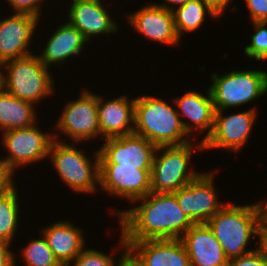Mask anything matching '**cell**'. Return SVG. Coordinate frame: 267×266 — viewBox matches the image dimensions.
<instances>
[{
    "instance_id": "6da1fadb",
    "label": "cell",
    "mask_w": 267,
    "mask_h": 266,
    "mask_svg": "<svg viewBox=\"0 0 267 266\" xmlns=\"http://www.w3.org/2000/svg\"><path fill=\"white\" fill-rule=\"evenodd\" d=\"M138 202L141 204L135 206ZM132 205L129 210L115 213L125 242L180 239L194 224L183 213L173 193L150 192Z\"/></svg>"
},
{
    "instance_id": "7a4b0ae2",
    "label": "cell",
    "mask_w": 267,
    "mask_h": 266,
    "mask_svg": "<svg viewBox=\"0 0 267 266\" xmlns=\"http://www.w3.org/2000/svg\"><path fill=\"white\" fill-rule=\"evenodd\" d=\"M175 102L153 95L135 97L134 133L159 146H180L193 139L184 130ZM188 136V137H187Z\"/></svg>"
},
{
    "instance_id": "3957f363",
    "label": "cell",
    "mask_w": 267,
    "mask_h": 266,
    "mask_svg": "<svg viewBox=\"0 0 267 266\" xmlns=\"http://www.w3.org/2000/svg\"><path fill=\"white\" fill-rule=\"evenodd\" d=\"M261 217L262 208L259 201L249 205L227 202L207 221V225L230 260L254 250L247 246L251 244V237L256 239L257 224Z\"/></svg>"
},
{
    "instance_id": "277c9868",
    "label": "cell",
    "mask_w": 267,
    "mask_h": 266,
    "mask_svg": "<svg viewBox=\"0 0 267 266\" xmlns=\"http://www.w3.org/2000/svg\"><path fill=\"white\" fill-rule=\"evenodd\" d=\"M2 68V88L18 99L38 106L43 99L54 95L56 86L51 68L46 67L36 54L6 61Z\"/></svg>"
},
{
    "instance_id": "5b68a950",
    "label": "cell",
    "mask_w": 267,
    "mask_h": 266,
    "mask_svg": "<svg viewBox=\"0 0 267 266\" xmlns=\"http://www.w3.org/2000/svg\"><path fill=\"white\" fill-rule=\"evenodd\" d=\"M192 142L156 148L151 169V192H176L201 174L191 167L190 160L196 150H204L203 142L196 140V145Z\"/></svg>"
},
{
    "instance_id": "8992f818",
    "label": "cell",
    "mask_w": 267,
    "mask_h": 266,
    "mask_svg": "<svg viewBox=\"0 0 267 266\" xmlns=\"http://www.w3.org/2000/svg\"><path fill=\"white\" fill-rule=\"evenodd\" d=\"M77 145L54 140L48 159L61 181L74 193L93 194L99 190V151H94L93 157L87 156Z\"/></svg>"
},
{
    "instance_id": "52a82bcc",
    "label": "cell",
    "mask_w": 267,
    "mask_h": 266,
    "mask_svg": "<svg viewBox=\"0 0 267 266\" xmlns=\"http://www.w3.org/2000/svg\"><path fill=\"white\" fill-rule=\"evenodd\" d=\"M209 91L215 110L239 108L267 93V71L233 70L224 75L211 74Z\"/></svg>"
},
{
    "instance_id": "ba28073f",
    "label": "cell",
    "mask_w": 267,
    "mask_h": 266,
    "mask_svg": "<svg viewBox=\"0 0 267 266\" xmlns=\"http://www.w3.org/2000/svg\"><path fill=\"white\" fill-rule=\"evenodd\" d=\"M61 110L54 126L57 128L54 129V140L62 142L60 138L65 135V138L68 136L73 143L79 144L101 138L96 93L84 88L78 99L68 101Z\"/></svg>"
},
{
    "instance_id": "9c48e42d",
    "label": "cell",
    "mask_w": 267,
    "mask_h": 266,
    "mask_svg": "<svg viewBox=\"0 0 267 266\" xmlns=\"http://www.w3.org/2000/svg\"><path fill=\"white\" fill-rule=\"evenodd\" d=\"M34 124L31 127L2 132L1 142L8 154L1 157L4 167L13 175L16 170L48 158L54 141L52 133L45 132Z\"/></svg>"
},
{
    "instance_id": "30bf717a",
    "label": "cell",
    "mask_w": 267,
    "mask_h": 266,
    "mask_svg": "<svg viewBox=\"0 0 267 266\" xmlns=\"http://www.w3.org/2000/svg\"><path fill=\"white\" fill-rule=\"evenodd\" d=\"M203 172L185 187L173 192L177 203L194 224L207 223L227 202H220L214 185L215 173Z\"/></svg>"
},
{
    "instance_id": "8fae6325",
    "label": "cell",
    "mask_w": 267,
    "mask_h": 266,
    "mask_svg": "<svg viewBox=\"0 0 267 266\" xmlns=\"http://www.w3.org/2000/svg\"><path fill=\"white\" fill-rule=\"evenodd\" d=\"M257 108L237 113H227L224 110H215L214 125L211 134L203 141L204 150L225 149L230 152L241 151L246 145L257 120ZM231 114V115H230Z\"/></svg>"
},
{
    "instance_id": "7c38bea8",
    "label": "cell",
    "mask_w": 267,
    "mask_h": 266,
    "mask_svg": "<svg viewBox=\"0 0 267 266\" xmlns=\"http://www.w3.org/2000/svg\"><path fill=\"white\" fill-rule=\"evenodd\" d=\"M98 148L99 164H119L151 170L156 146L135 133L107 138Z\"/></svg>"
},
{
    "instance_id": "4fadbf2b",
    "label": "cell",
    "mask_w": 267,
    "mask_h": 266,
    "mask_svg": "<svg viewBox=\"0 0 267 266\" xmlns=\"http://www.w3.org/2000/svg\"><path fill=\"white\" fill-rule=\"evenodd\" d=\"M99 188L129 204L151 192V170L119 164H99Z\"/></svg>"
},
{
    "instance_id": "5bb4252c",
    "label": "cell",
    "mask_w": 267,
    "mask_h": 266,
    "mask_svg": "<svg viewBox=\"0 0 267 266\" xmlns=\"http://www.w3.org/2000/svg\"><path fill=\"white\" fill-rule=\"evenodd\" d=\"M127 15L126 19L131 24L130 27H133V30L146 40L166 46L167 44L174 47L180 45L181 39L175 28L172 11L148 2L139 10Z\"/></svg>"
},
{
    "instance_id": "9a60e30c",
    "label": "cell",
    "mask_w": 267,
    "mask_h": 266,
    "mask_svg": "<svg viewBox=\"0 0 267 266\" xmlns=\"http://www.w3.org/2000/svg\"><path fill=\"white\" fill-rule=\"evenodd\" d=\"M40 19L28 15L14 13L0 19V63L23 58L33 54L32 38L36 35Z\"/></svg>"
},
{
    "instance_id": "2e32d148",
    "label": "cell",
    "mask_w": 267,
    "mask_h": 266,
    "mask_svg": "<svg viewBox=\"0 0 267 266\" xmlns=\"http://www.w3.org/2000/svg\"><path fill=\"white\" fill-rule=\"evenodd\" d=\"M66 20L77 28L83 37L91 43L94 37L118 32L119 26L111 18L104 0H70ZM71 3V5H70ZM115 21V22H114Z\"/></svg>"
},
{
    "instance_id": "e0dca14e",
    "label": "cell",
    "mask_w": 267,
    "mask_h": 266,
    "mask_svg": "<svg viewBox=\"0 0 267 266\" xmlns=\"http://www.w3.org/2000/svg\"><path fill=\"white\" fill-rule=\"evenodd\" d=\"M97 94V109L102 138L125 136L134 133L135 97L121 95L105 100Z\"/></svg>"
},
{
    "instance_id": "ac0fdd59",
    "label": "cell",
    "mask_w": 267,
    "mask_h": 266,
    "mask_svg": "<svg viewBox=\"0 0 267 266\" xmlns=\"http://www.w3.org/2000/svg\"><path fill=\"white\" fill-rule=\"evenodd\" d=\"M180 240L188 253L190 266H228L229 259L207 223L193 224Z\"/></svg>"
},
{
    "instance_id": "d6986e66",
    "label": "cell",
    "mask_w": 267,
    "mask_h": 266,
    "mask_svg": "<svg viewBox=\"0 0 267 266\" xmlns=\"http://www.w3.org/2000/svg\"><path fill=\"white\" fill-rule=\"evenodd\" d=\"M204 95L196 90L186 91L182 96L173 98L184 130L189 135L192 132L202 133V142L211 134L214 125L215 108L209 88ZM184 117L188 119L182 120ZM190 121V122H188Z\"/></svg>"
},
{
    "instance_id": "ffe728a7",
    "label": "cell",
    "mask_w": 267,
    "mask_h": 266,
    "mask_svg": "<svg viewBox=\"0 0 267 266\" xmlns=\"http://www.w3.org/2000/svg\"><path fill=\"white\" fill-rule=\"evenodd\" d=\"M126 244L143 266H190L188 253L180 239L141 240Z\"/></svg>"
},
{
    "instance_id": "44dd1931",
    "label": "cell",
    "mask_w": 267,
    "mask_h": 266,
    "mask_svg": "<svg viewBox=\"0 0 267 266\" xmlns=\"http://www.w3.org/2000/svg\"><path fill=\"white\" fill-rule=\"evenodd\" d=\"M88 41L82 33L70 24L67 20L65 23L57 26V29L46 40V46L40 54H36L39 60L48 68L54 65H63L72 56H80L83 49H86Z\"/></svg>"
},
{
    "instance_id": "7402d4cb",
    "label": "cell",
    "mask_w": 267,
    "mask_h": 266,
    "mask_svg": "<svg viewBox=\"0 0 267 266\" xmlns=\"http://www.w3.org/2000/svg\"><path fill=\"white\" fill-rule=\"evenodd\" d=\"M41 234L62 266H69L86 247L85 233L70 220L43 227Z\"/></svg>"
},
{
    "instance_id": "603a6c76",
    "label": "cell",
    "mask_w": 267,
    "mask_h": 266,
    "mask_svg": "<svg viewBox=\"0 0 267 266\" xmlns=\"http://www.w3.org/2000/svg\"><path fill=\"white\" fill-rule=\"evenodd\" d=\"M36 105L18 99L3 88L0 90V130H17L31 127L37 121Z\"/></svg>"
},
{
    "instance_id": "cb8c5ba5",
    "label": "cell",
    "mask_w": 267,
    "mask_h": 266,
    "mask_svg": "<svg viewBox=\"0 0 267 266\" xmlns=\"http://www.w3.org/2000/svg\"><path fill=\"white\" fill-rule=\"evenodd\" d=\"M172 13L175 28L180 39L186 33L196 32L207 21L208 15L211 19H217L201 0L189 1L187 4L172 10Z\"/></svg>"
},
{
    "instance_id": "d4e9b609",
    "label": "cell",
    "mask_w": 267,
    "mask_h": 266,
    "mask_svg": "<svg viewBox=\"0 0 267 266\" xmlns=\"http://www.w3.org/2000/svg\"><path fill=\"white\" fill-rule=\"evenodd\" d=\"M15 184L0 197V243L12 245L18 228L20 205L18 188Z\"/></svg>"
},
{
    "instance_id": "484cf974",
    "label": "cell",
    "mask_w": 267,
    "mask_h": 266,
    "mask_svg": "<svg viewBox=\"0 0 267 266\" xmlns=\"http://www.w3.org/2000/svg\"><path fill=\"white\" fill-rule=\"evenodd\" d=\"M21 258L26 266H62L54 256L43 235L31 239L21 248Z\"/></svg>"
},
{
    "instance_id": "4316f807",
    "label": "cell",
    "mask_w": 267,
    "mask_h": 266,
    "mask_svg": "<svg viewBox=\"0 0 267 266\" xmlns=\"http://www.w3.org/2000/svg\"><path fill=\"white\" fill-rule=\"evenodd\" d=\"M254 25V33L250 37V43L244 47V55L247 58L258 61L267 60V22H251Z\"/></svg>"
},
{
    "instance_id": "83f0119b",
    "label": "cell",
    "mask_w": 267,
    "mask_h": 266,
    "mask_svg": "<svg viewBox=\"0 0 267 266\" xmlns=\"http://www.w3.org/2000/svg\"><path fill=\"white\" fill-rule=\"evenodd\" d=\"M113 255H108L99 249H87L86 247L69 266H118L121 256L114 259Z\"/></svg>"
},
{
    "instance_id": "f1b7e54d",
    "label": "cell",
    "mask_w": 267,
    "mask_h": 266,
    "mask_svg": "<svg viewBox=\"0 0 267 266\" xmlns=\"http://www.w3.org/2000/svg\"><path fill=\"white\" fill-rule=\"evenodd\" d=\"M10 5L13 13L28 14L41 19L42 6L46 0H5ZM43 3V4H42ZM41 6V7H40Z\"/></svg>"
},
{
    "instance_id": "f546056e",
    "label": "cell",
    "mask_w": 267,
    "mask_h": 266,
    "mask_svg": "<svg viewBox=\"0 0 267 266\" xmlns=\"http://www.w3.org/2000/svg\"><path fill=\"white\" fill-rule=\"evenodd\" d=\"M228 266H267V259L256 249L229 260Z\"/></svg>"
},
{
    "instance_id": "4dcf8cb0",
    "label": "cell",
    "mask_w": 267,
    "mask_h": 266,
    "mask_svg": "<svg viewBox=\"0 0 267 266\" xmlns=\"http://www.w3.org/2000/svg\"><path fill=\"white\" fill-rule=\"evenodd\" d=\"M251 22H267V0H244Z\"/></svg>"
},
{
    "instance_id": "1f68e13d",
    "label": "cell",
    "mask_w": 267,
    "mask_h": 266,
    "mask_svg": "<svg viewBox=\"0 0 267 266\" xmlns=\"http://www.w3.org/2000/svg\"><path fill=\"white\" fill-rule=\"evenodd\" d=\"M256 237L259 239V243L256 241V250L267 259V220L261 217L258 221L256 229Z\"/></svg>"
},
{
    "instance_id": "d6a6232c",
    "label": "cell",
    "mask_w": 267,
    "mask_h": 266,
    "mask_svg": "<svg viewBox=\"0 0 267 266\" xmlns=\"http://www.w3.org/2000/svg\"><path fill=\"white\" fill-rule=\"evenodd\" d=\"M120 235L119 249L122 248L121 250L123 251L120 253L121 257L118 266H143L140 261L127 249V244L122 233Z\"/></svg>"
},
{
    "instance_id": "836d02e7",
    "label": "cell",
    "mask_w": 267,
    "mask_h": 266,
    "mask_svg": "<svg viewBox=\"0 0 267 266\" xmlns=\"http://www.w3.org/2000/svg\"><path fill=\"white\" fill-rule=\"evenodd\" d=\"M217 19L224 15L229 3L234 0H201Z\"/></svg>"
},
{
    "instance_id": "e575fe53",
    "label": "cell",
    "mask_w": 267,
    "mask_h": 266,
    "mask_svg": "<svg viewBox=\"0 0 267 266\" xmlns=\"http://www.w3.org/2000/svg\"><path fill=\"white\" fill-rule=\"evenodd\" d=\"M9 244L0 243V266H16V255Z\"/></svg>"
},
{
    "instance_id": "d590c367",
    "label": "cell",
    "mask_w": 267,
    "mask_h": 266,
    "mask_svg": "<svg viewBox=\"0 0 267 266\" xmlns=\"http://www.w3.org/2000/svg\"><path fill=\"white\" fill-rule=\"evenodd\" d=\"M13 177L14 176H0V197L16 184V180L14 181Z\"/></svg>"
},
{
    "instance_id": "8d00e7d4",
    "label": "cell",
    "mask_w": 267,
    "mask_h": 266,
    "mask_svg": "<svg viewBox=\"0 0 267 266\" xmlns=\"http://www.w3.org/2000/svg\"><path fill=\"white\" fill-rule=\"evenodd\" d=\"M189 1H192V0H163L162 3L159 2L156 4L166 10L172 11L177 7L187 4Z\"/></svg>"
},
{
    "instance_id": "74e56055",
    "label": "cell",
    "mask_w": 267,
    "mask_h": 266,
    "mask_svg": "<svg viewBox=\"0 0 267 266\" xmlns=\"http://www.w3.org/2000/svg\"><path fill=\"white\" fill-rule=\"evenodd\" d=\"M0 176H15L4 167V164L2 162V158H0Z\"/></svg>"
},
{
    "instance_id": "f35d334b",
    "label": "cell",
    "mask_w": 267,
    "mask_h": 266,
    "mask_svg": "<svg viewBox=\"0 0 267 266\" xmlns=\"http://www.w3.org/2000/svg\"><path fill=\"white\" fill-rule=\"evenodd\" d=\"M262 208V217L267 220V198L260 202Z\"/></svg>"
},
{
    "instance_id": "ab89813d",
    "label": "cell",
    "mask_w": 267,
    "mask_h": 266,
    "mask_svg": "<svg viewBox=\"0 0 267 266\" xmlns=\"http://www.w3.org/2000/svg\"><path fill=\"white\" fill-rule=\"evenodd\" d=\"M2 69H3V68H2V64L0 63V90L2 89V79H3V78H2V75H3V74H2V72H3Z\"/></svg>"
}]
</instances>
